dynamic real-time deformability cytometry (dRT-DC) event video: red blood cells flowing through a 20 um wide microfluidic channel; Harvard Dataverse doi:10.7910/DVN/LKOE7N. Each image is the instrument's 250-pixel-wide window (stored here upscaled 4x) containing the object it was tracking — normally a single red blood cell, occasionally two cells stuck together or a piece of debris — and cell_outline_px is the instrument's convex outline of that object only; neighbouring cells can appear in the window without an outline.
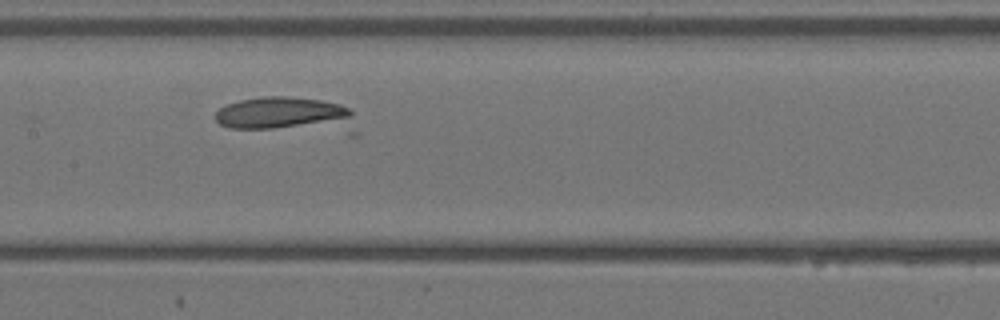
{"species": "Egyptian fruit bat (a non-hibernating species)", "species_latin": "Rousettus aegyptiacus", "temperature_condition": "warm", "stored_images_in_passage": 8, "camera_frame_rate_fps": 3000, "um_per_image_px": 0.085, "animal": {"sex": "female"}, "frame": {"image": 1, "passage_image": 6, "time_ms": 1.667, "image_size_px": [1000, 320], "cell_outline_px": [[356, 136], [348, 136], [228, 128], [220, 124], [216, 120], [216, 112], [220, 108], [228, 104], [240, 100], [264, 96], [288, 96], [320, 100], [340, 104], [348, 108], [352, 112], [356, 132]], "centroid_in_image_um": [24.5, 9.85], "position_along_channel_um": 182.9, "area_um2": 31.1}}
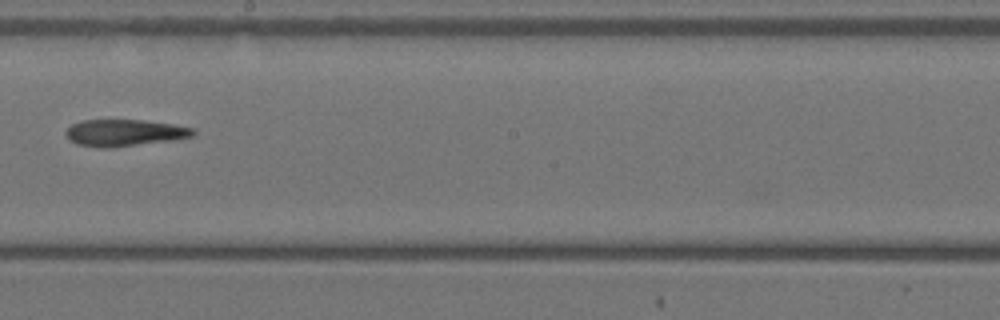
{"frame": {"image": 2, "passage_image": 8, "time_ms": 2.333, "image_size_px": [1000, 320], "cell_outline_px": [[196, 132], [192, 136], [172, 140], [112, 148], [100, 148], [76, 144], [68, 140], [64, 132], [72, 124], [84, 120], [144, 120], [172, 124], [192, 128]], "centroid_in_image_um": [10.53, 11.29], "position_along_channel_um": 237.7, "area_um2": 19.88}}